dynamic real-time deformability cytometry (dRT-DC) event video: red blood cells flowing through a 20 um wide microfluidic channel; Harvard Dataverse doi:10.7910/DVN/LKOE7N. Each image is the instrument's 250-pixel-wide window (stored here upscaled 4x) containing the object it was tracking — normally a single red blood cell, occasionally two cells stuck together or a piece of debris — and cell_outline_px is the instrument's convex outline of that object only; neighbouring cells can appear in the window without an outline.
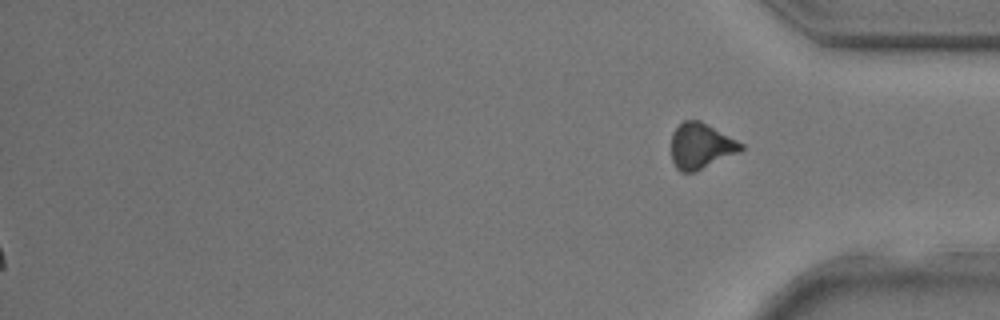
{"species": "common noctule bat (a hibernating species)", "species_latin": "Nyctalus noctula", "temperature_condition": "room temperature", "stored_images_in_passage": 31, "segment_of_instrument_passage": [2, 2], "camera_frame_rate_fps": 3000, "um_per_image_px": 0.085, "animal": {"sex": "male", "body_mass_g": 17.9, "forearm_length_mm": 54.2}, "frame": {"image": 1, "passage_image": 31, "time_ms": 10.0, "image_size_px": [1000, 320], "cell_outline_px": [[744, 148], [740, 152], [692, 172], [680, 172], [676, 168], [672, 160], [672, 132], [684, 120], [700, 120], [744, 144]], "centroid_in_image_um": [59.57, 12.4], "position_along_channel_um": 375.6, "area_um2": 18.32}}